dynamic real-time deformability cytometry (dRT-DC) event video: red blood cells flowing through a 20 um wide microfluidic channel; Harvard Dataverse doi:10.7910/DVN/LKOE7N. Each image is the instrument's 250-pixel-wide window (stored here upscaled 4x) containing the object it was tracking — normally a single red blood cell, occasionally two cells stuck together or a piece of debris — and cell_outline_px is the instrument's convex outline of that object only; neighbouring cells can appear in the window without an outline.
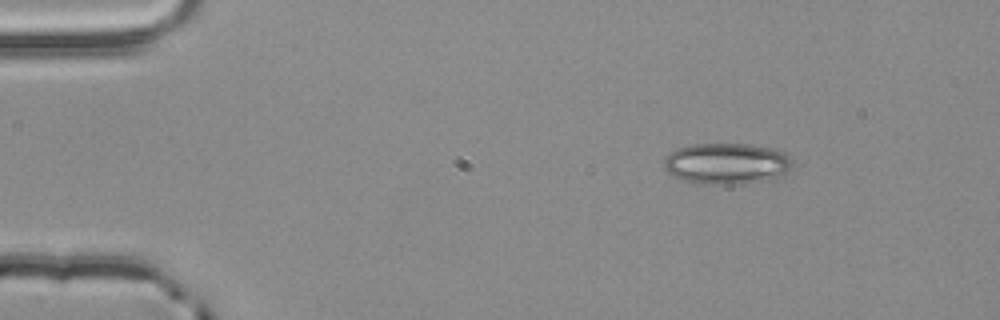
{"species": "common noctule bat (a hibernating species)", "species_latin": "Nyctalus noctula", "temperature_condition": "room temperature", "stored_images_in_passage": 47, "camera_frame_rate_fps": 3000, "um_per_image_px": 0.085, "animal": {"sex": "male", "body_mass_g": 20.4}, "frame": {"image": 1, "passage_image": 1, "time_ms": 0.0, "image_size_px": [1000, 320], "cell_outline_px": [[792, 164], [788, 172], [772, 180], [740, 184], [704, 184], [684, 180], [668, 172], [664, 168], [664, 160], [668, 152], [676, 148], [692, 144], [748, 144], [772, 148], [784, 152], [792, 160]], "centroid_in_image_um": [61.78, 13.9], "position_along_channel_um": 23.2, "area_um2": 31.04}}
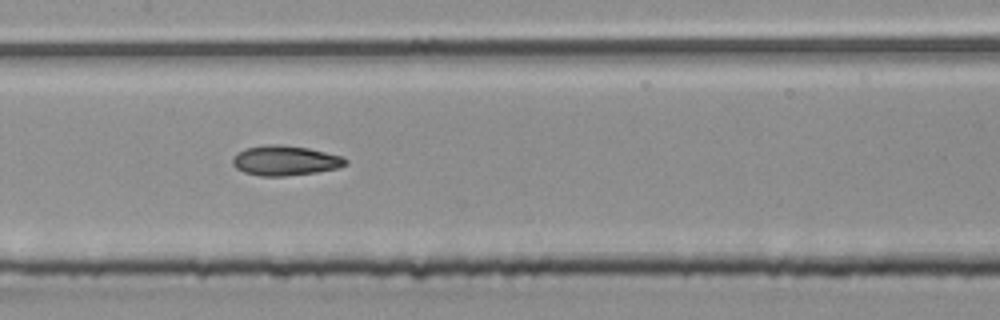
{"frame": {"image": 2, "passage_image": 20, "time_ms": 6.333, "image_size_px": [1000, 320], "cell_outline_px": [[348, 164], [336, 168], [316, 172], [284, 176], [260, 176], [244, 172], [236, 168], [232, 164], [232, 156], [236, 152], [244, 148], [264, 144], [280, 144], [308, 148], [340, 156], [348, 160]], "centroid_in_image_um": [24.17, 13.64], "position_along_channel_um": 183.2, "area_um2": 19.77}}
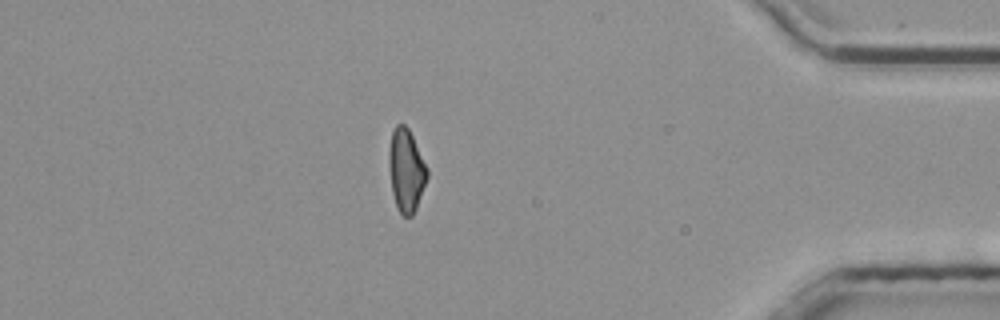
{"frame": {"image": 3, "passage_image": 40, "time_ms": 13.0, "image_size_px": [1000, 320], "cell_outline_px": [[428, 176], [416, 208], [412, 216], [404, 216], [396, 208], [392, 192], [388, 164], [388, 148], [392, 132], [396, 124], [404, 124], [408, 128], [428, 168]], "centroid_in_image_um": [34.51, 14.47], "position_along_channel_um": 400.7, "area_um2": 18.5}, "authors_computed_cell_mechanics": {"area_um2": 19.1896, "velocity_mm_per_s": 3.876, "shape_relaxation_time_tau1_ms": null, "shape_relaxation_time_tau2_ms": 3.5824, "deformation_change_tau1": null, "deformation_change_tau2": 0.1063}}